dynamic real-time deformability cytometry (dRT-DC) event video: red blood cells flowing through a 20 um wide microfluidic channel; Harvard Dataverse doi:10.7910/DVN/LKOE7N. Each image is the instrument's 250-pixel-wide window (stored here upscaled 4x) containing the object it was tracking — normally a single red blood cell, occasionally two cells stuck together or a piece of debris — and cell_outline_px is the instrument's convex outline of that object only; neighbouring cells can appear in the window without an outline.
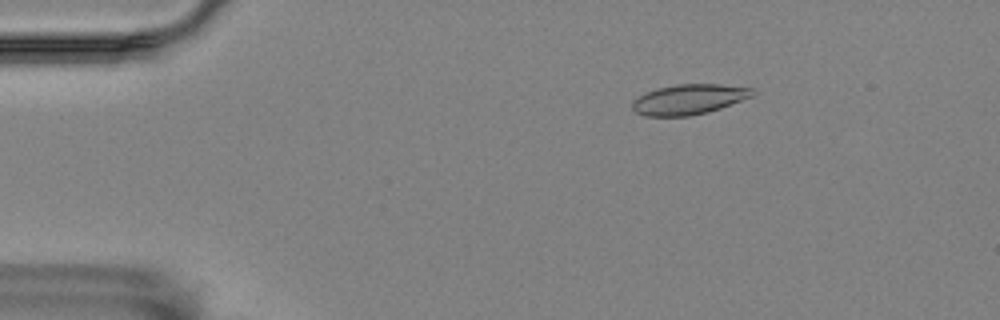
{"species": "Egyptian fruit bat (a non-hibernating species)", "species_latin": "Rousettus aegyptiacus", "temperature_condition": "room temperature", "stored_images_in_passage": 57, "camera_frame_rate_fps": 3000, "um_per_image_px": 0.085, "animal": {"sex": "female"}, "frame": {"image": 1, "passage_image": 9, "time_ms": 2.667, "image_size_px": [1000, 320], "cell_outline_px": [[756, 92], [752, 96], [720, 108], [708, 112], [688, 116], [644, 116], [636, 112], [632, 108], [632, 100], [656, 88], [676, 84], [720, 84], [752, 88]], "centroid_in_image_um": [58.55, 8.44], "position_along_channel_um": 26.5, "area_um2": 21.04}}
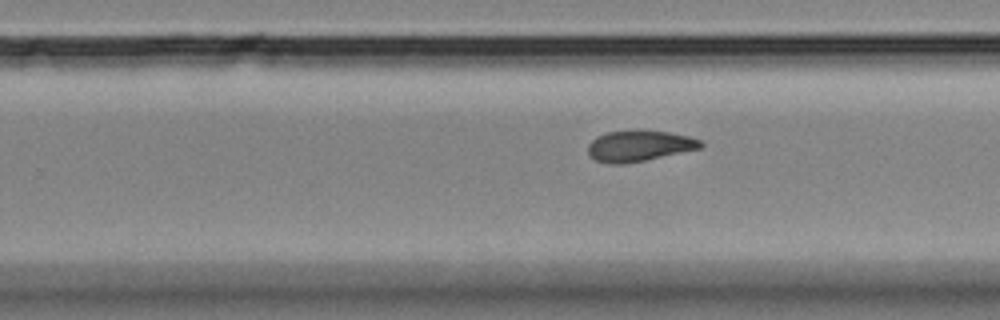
{"frame": {"image": 2, "passage_image": 36, "time_ms": 11.667, "image_size_px": [1000, 320], "cell_outline_px": [[704, 144], [700, 148], [644, 160], [624, 164], [608, 164], [596, 160], [588, 152], [588, 144], [596, 136], [608, 132], [636, 128], [668, 132], [688, 136], [700, 140]], "centroid_in_image_um": [54.3, 12.37], "position_along_channel_um": 275.5, "area_um2": 20.46}}
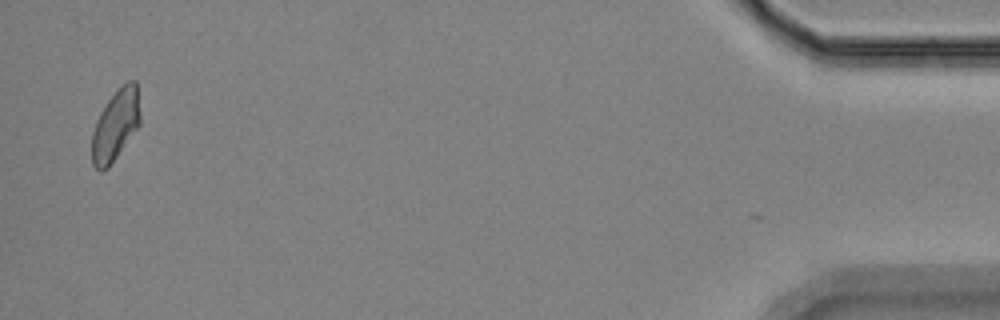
{"frame": {"image": 3, "passage_image": 56, "time_ms": 18.333, "image_size_px": [1000, 320], "cell_outline_px": [[140, 124], [108, 168], [100, 172], [92, 164], [92, 132], [96, 120], [100, 112], [108, 100], [128, 80], [136, 80], [140, 112]], "centroid_in_image_um": [9.81, 10.65], "position_along_channel_um": 425.4, "area_um2": 19.77}, "authors_computed_cell_mechanics": {"area_um2": 20.5768, "velocity_mm_per_s": 3.4798, "shape_relaxation_time_tau1_ms": 10.2474, "shape_relaxation_time_tau2_ms": 4.6701, "deformation_change_tau1": 0.1734, "deformation_change_tau2": 0.0893}}